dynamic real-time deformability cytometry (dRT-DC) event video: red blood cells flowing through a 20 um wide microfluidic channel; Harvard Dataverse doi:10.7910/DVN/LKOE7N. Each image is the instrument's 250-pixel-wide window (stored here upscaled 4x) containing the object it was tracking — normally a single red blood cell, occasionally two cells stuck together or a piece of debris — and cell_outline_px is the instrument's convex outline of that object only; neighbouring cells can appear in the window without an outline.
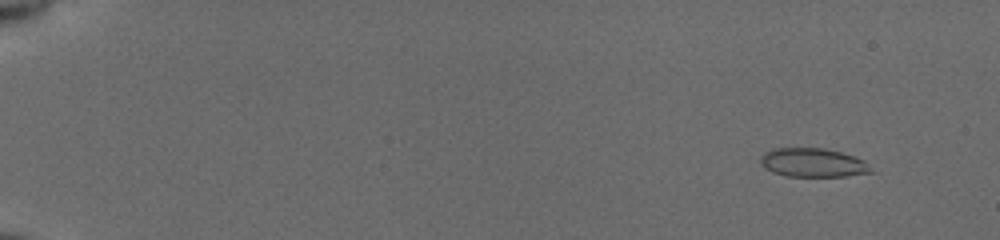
{"species": "common noctule bat (a hibernating species)", "species_latin": "Nyctalus noctula", "temperature_condition": "cold", "stored_images_in_passage": 11, "camera_frame_rate_fps": 3000, "um_per_image_px": 0.085, "animal": {"sex": "female", "body_mass_g": 19.5, "forearm_length_mm": 54.1}, "frame": {"image": 1, "passage_image": 4, "time_ms": 1.0, "image_size_px": [1000, 240], "cell_outline_px": [[876, 172], [844, 176], [784, 176], [772, 172], [764, 168], [760, 164], [760, 156], [764, 152], [772, 148], [824, 148], [840, 152], [864, 160]], "centroid_in_image_um": [69.07, 13.83], "position_along_channel_um": 15.9, "area_um2": 18.73}}